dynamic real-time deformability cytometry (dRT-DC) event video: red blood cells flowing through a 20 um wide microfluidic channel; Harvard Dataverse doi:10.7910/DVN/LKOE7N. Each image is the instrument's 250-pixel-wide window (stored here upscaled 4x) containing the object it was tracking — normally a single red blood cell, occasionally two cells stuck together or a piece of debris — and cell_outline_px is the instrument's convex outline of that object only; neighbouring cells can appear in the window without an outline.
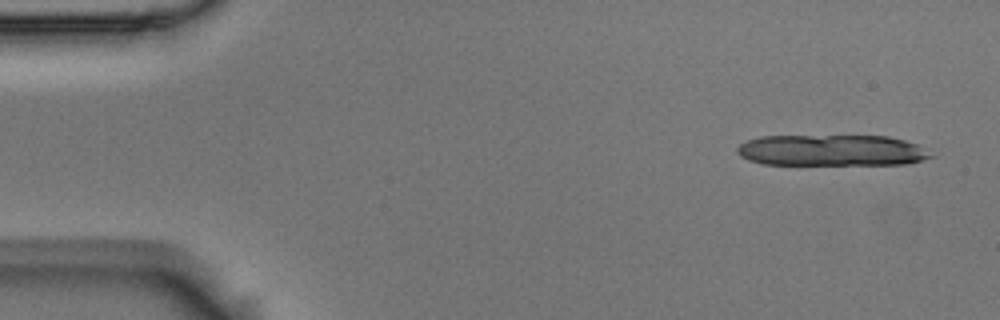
{"species": "Egyptian fruit bat (a non-hibernating species)", "species_latin": "Rousettus aegyptiacus", "temperature_condition": "room temperature", "stored_images_in_passage": 5, "camera_frame_rate_fps": 3000, "um_per_image_px": 0.085, "animal": {"sex": "male"}, "frame": {"image": 1, "passage_image": 1, "time_ms": 0.0, "image_size_px": [1000, 320], "cell_outline_px": [[936, 156], [908, 164], [764, 164], [748, 160], [740, 156], [736, 152], [736, 148], [740, 144], [748, 140], [760, 136], [888, 136], [904, 140], [916, 144]], "centroid_in_image_um": [70.68, 12.78], "position_along_channel_um": 14.3, "area_um2": 35.2}}
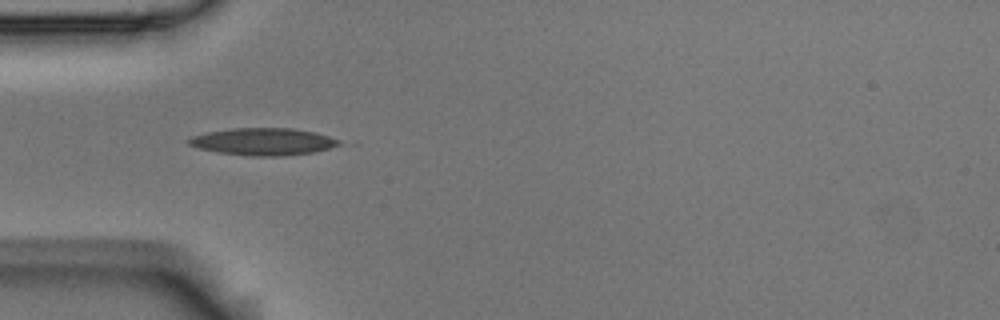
{"frame": {"image": 2, "passage_image": 4, "time_ms": 1.0, "image_size_px": [1000, 320], "cell_outline_px": [[340, 144], [332, 148], [312, 152], [280, 156], [252, 156], [220, 152], [200, 148], [188, 144], [188, 140], [192, 136], [208, 132], [232, 128], [292, 128], [312, 132], [328, 136], [340, 140]], "centroid_in_image_um": [22.38, 12.03], "position_along_channel_um": 62.6, "area_um2": 23.47}}
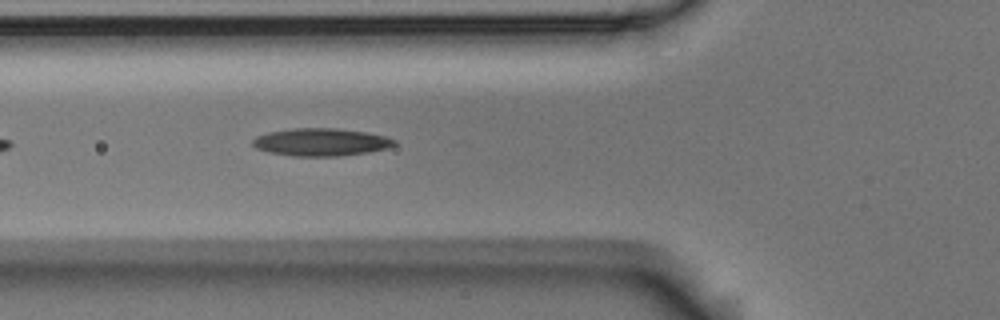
{"frame": {"image": 3, "passage_image": 5, "time_ms": 1.333, "image_size_px": [1000, 320], "cell_outline_px": [[396, 144], [388, 148], [368, 152], [340, 156], [292, 156], [268, 152], [256, 148], [252, 144], [252, 140], [256, 136], [268, 132], [292, 128], [336, 128], [364, 132], [384, 136], [396, 140]], "centroid_in_image_um": [27.26, 12.08], "position_along_channel_um": 98.5, "area_um2": 22.83}}